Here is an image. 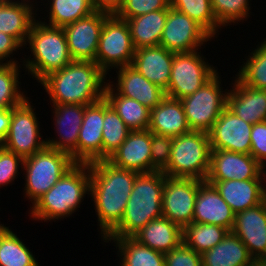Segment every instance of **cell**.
Returning <instances> with one entry per match:
<instances>
[{"label": "cell", "instance_id": "obj_39", "mask_svg": "<svg viewBox=\"0 0 266 266\" xmlns=\"http://www.w3.org/2000/svg\"><path fill=\"white\" fill-rule=\"evenodd\" d=\"M131 130L104 98L102 160H107L125 141Z\"/></svg>", "mask_w": 266, "mask_h": 266}, {"label": "cell", "instance_id": "obj_21", "mask_svg": "<svg viewBox=\"0 0 266 266\" xmlns=\"http://www.w3.org/2000/svg\"><path fill=\"white\" fill-rule=\"evenodd\" d=\"M227 94V108L237 117L250 123L266 121V90L243 84L235 75Z\"/></svg>", "mask_w": 266, "mask_h": 266}, {"label": "cell", "instance_id": "obj_17", "mask_svg": "<svg viewBox=\"0 0 266 266\" xmlns=\"http://www.w3.org/2000/svg\"><path fill=\"white\" fill-rule=\"evenodd\" d=\"M252 127L226 107L208 132L211 149L250 154Z\"/></svg>", "mask_w": 266, "mask_h": 266}, {"label": "cell", "instance_id": "obj_47", "mask_svg": "<svg viewBox=\"0 0 266 266\" xmlns=\"http://www.w3.org/2000/svg\"><path fill=\"white\" fill-rule=\"evenodd\" d=\"M123 2L124 0H92V5L95 11L114 15L122 7Z\"/></svg>", "mask_w": 266, "mask_h": 266}, {"label": "cell", "instance_id": "obj_44", "mask_svg": "<svg viewBox=\"0 0 266 266\" xmlns=\"http://www.w3.org/2000/svg\"><path fill=\"white\" fill-rule=\"evenodd\" d=\"M165 255V266H202L201 254L183 241Z\"/></svg>", "mask_w": 266, "mask_h": 266}, {"label": "cell", "instance_id": "obj_40", "mask_svg": "<svg viewBox=\"0 0 266 266\" xmlns=\"http://www.w3.org/2000/svg\"><path fill=\"white\" fill-rule=\"evenodd\" d=\"M252 0H211L213 13L218 23L226 29L230 25H239L248 21L252 12ZM250 4V5H249ZM250 14V15H249Z\"/></svg>", "mask_w": 266, "mask_h": 266}, {"label": "cell", "instance_id": "obj_13", "mask_svg": "<svg viewBox=\"0 0 266 266\" xmlns=\"http://www.w3.org/2000/svg\"><path fill=\"white\" fill-rule=\"evenodd\" d=\"M203 181L165 176L162 216L182 229L193 222L198 186Z\"/></svg>", "mask_w": 266, "mask_h": 266}, {"label": "cell", "instance_id": "obj_9", "mask_svg": "<svg viewBox=\"0 0 266 266\" xmlns=\"http://www.w3.org/2000/svg\"><path fill=\"white\" fill-rule=\"evenodd\" d=\"M31 100V101H30ZM32 98L27 97L20 105L11 108L9 131L1 145L26 159L46 146L40 132V119Z\"/></svg>", "mask_w": 266, "mask_h": 266}, {"label": "cell", "instance_id": "obj_23", "mask_svg": "<svg viewBox=\"0 0 266 266\" xmlns=\"http://www.w3.org/2000/svg\"><path fill=\"white\" fill-rule=\"evenodd\" d=\"M38 6L34 0L0 1V32L12 36L24 47L32 23L39 12L43 14L44 8Z\"/></svg>", "mask_w": 266, "mask_h": 266}, {"label": "cell", "instance_id": "obj_37", "mask_svg": "<svg viewBox=\"0 0 266 266\" xmlns=\"http://www.w3.org/2000/svg\"><path fill=\"white\" fill-rule=\"evenodd\" d=\"M20 68L22 64L0 63V109L16 107L28 97L24 86L22 90Z\"/></svg>", "mask_w": 266, "mask_h": 266}, {"label": "cell", "instance_id": "obj_26", "mask_svg": "<svg viewBox=\"0 0 266 266\" xmlns=\"http://www.w3.org/2000/svg\"><path fill=\"white\" fill-rule=\"evenodd\" d=\"M174 53L161 45L138 48L135 50L131 66L149 82L166 91L169 85Z\"/></svg>", "mask_w": 266, "mask_h": 266}, {"label": "cell", "instance_id": "obj_22", "mask_svg": "<svg viewBox=\"0 0 266 266\" xmlns=\"http://www.w3.org/2000/svg\"><path fill=\"white\" fill-rule=\"evenodd\" d=\"M107 160L122 169L137 173L151 172V131H130L125 141Z\"/></svg>", "mask_w": 266, "mask_h": 266}, {"label": "cell", "instance_id": "obj_42", "mask_svg": "<svg viewBox=\"0 0 266 266\" xmlns=\"http://www.w3.org/2000/svg\"><path fill=\"white\" fill-rule=\"evenodd\" d=\"M24 159L0 144V189L14 185V180L22 173ZM21 172H20V171Z\"/></svg>", "mask_w": 266, "mask_h": 266}, {"label": "cell", "instance_id": "obj_33", "mask_svg": "<svg viewBox=\"0 0 266 266\" xmlns=\"http://www.w3.org/2000/svg\"><path fill=\"white\" fill-rule=\"evenodd\" d=\"M104 98L131 131L149 128L151 110L148 107L134 99L119 95L108 83Z\"/></svg>", "mask_w": 266, "mask_h": 266}, {"label": "cell", "instance_id": "obj_48", "mask_svg": "<svg viewBox=\"0 0 266 266\" xmlns=\"http://www.w3.org/2000/svg\"><path fill=\"white\" fill-rule=\"evenodd\" d=\"M11 119V108L0 109V144L6 138Z\"/></svg>", "mask_w": 266, "mask_h": 266}, {"label": "cell", "instance_id": "obj_2", "mask_svg": "<svg viewBox=\"0 0 266 266\" xmlns=\"http://www.w3.org/2000/svg\"><path fill=\"white\" fill-rule=\"evenodd\" d=\"M108 75L92 61H72L50 73L38 84L50 105H92L104 98Z\"/></svg>", "mask_w": 266, "mask_h": 266}, {"label": "cell", "instance_id": "obj_20", "mask_svg": "<svg viewBox=\"0 0 266 266\" xmlns=\"http://www.w3.org/2000/svg\"><path fill=\"white\" fill-rule=\"evenodd\" d=\"M103 120L104 98L92 105L85 106L77 143V163L102 160Z\"/></svg>", "mask_w": 266, "mask_h": 266}, {"label": "cell", "instance_id": "obj_28", "mask_svg": "<svg viewBox=\"0 0 266 266\" xmlns=\"http://www.w3.org/2000/svg\"><path fill=\"white\" fill-rule=\"evenodd\" d=\"M133 237L141 244L163 254L183 241L182 228L163 216L150 221Z\"/></svg>", "mask_w": 266, "mask_h": 266}, {"label": "cell", "instance_id": "obj_30", "mask_svg": "<svg viewBox=\"0 0 266 266\" xmlns=\"http://www.w3.org/2000/svg\"><path fill=\"white\" fill-rule=\"evenodd\" d=\"M201 258L202 266H247L254 260L244 243L231 231L215 247L203 252Z\"/></svg>", "mask_w": 266, "mask_h": 266}, {"label": "cell", "instance_id": "obj_4", "mask_svg": "<svg viewBox=\"0 0 266 266\" xmlns=\"http://www.w3.org/2000/svg\"><path fill=\"white\" fill-rule=\"evenodd\" d=\"M24 48L31 53L22 58V75L27 74L37 83L73 61L63 28L46 25L38 18L31 25Z\"/></svg>", "mask_w": 266, "mask_h": 266}, {"label": "cell", "instance_id": "obj_29", "mask_svg": "<svg viewBox=\"0 0 266 266\" xmlns=\"http://www.w3.org/2000/svg\"><path fill=\"white\" fill-rule=\"evenodd\" d=\"M102 241L103 245L111 243L118 250L117 266H165L163 253L141 244L134 237H105Z\"/></svg>", "mask_w": 266, "mask_h": 266}, {"label": "cell", "instance_id": "obj_31", "mask_svg": "<svg viewBox=\"0 0 266 266\" xmlns=\"http://www.w3.org/2000/svg\"><path fill=\"white\" fill-rule=\"evenodd\" d=\"M41 1H37V3H41L40 6L44 5L43 6L45 8L44 11L47 12V16L45 17L42 16L41 18L40 15L37 16V18L42 23L53 27L63 28L95 12L92 5V0H47V1L41 0ZM45 18H47L48 20Z\"/></svg>", "mask_w": 266, "mask_h": 266}, {"label": "cell", "instance_id": "obj_35", "mask_svg": "<svg viewBox=\"0 0 266 266\" xmlns=\"http://www.w3.org/2000/svg\"><path fill=\"white\" fill-rule=\"evenodd\" d=\"M250 49L235 76L245 85L266 90V38Z\"/></svg>", "mask_w": 266, "mask_h": 266}, {"label": "cell", "instance_id": "obj_1", "mask_svg": "<svg viewBox=\"0 0 266 266\" xmlns=\"http://www.w3.org/2000/svg\"><path fill=\"white\" fill-rule=\"evenodd\" d=\"M89 164L90 198L93 203L101 241L123 218L137 172L114 166L108 160Z\"/></svg>", "mask_w": 266, "mask_h": 266}, {"label": "cell", "instance_id": "obj_24", "mask_svg": "<svg viewBox=\"0 0 266 266\" xmlns=\"http://www.w3.org/2000/svg\"><path fill=\"white\" fill-rule=\"evenodd\" d=\"M205 181L215 186L235 214L266 199V179Z\"/></svg>", "mask_w": 266, "mask_h": 266}, {"label": "cell", "instance_id": "obj_43", "mask_svg": "<svg viewBox=\"0 0 266 266\" xmlns=\"http://www.w3.org/2000/svg\"><path fill=\"white\" fill-rule=\"evenodd\" d=\"M173 137L151 132V172L163 171L169 164Z\"/></svg>", "mask_w": 266, "mask_h": 266}, {"label": "cell", "instance_id": "obj_27", "mask_svg": "<svg viewBox=\"0 0 266 266\" xmlns=\"http://www.w3.org/2000/svg\"><path fill=\"white\" fill-rule=\"evenodd\" d=\"M152 133L177 137L191 131L181 100L165 96L159 105L151 109L150 126Z\"/></svg>", "mask_w": 266, "mask_h": 266}, {"label": "cell", "instance_id": "obj_32", "mask_svg": "<svg viewBox=\"0 0 266 266\" xmlns=\"http://www.w3.org/2000/svg\"><path fill=\"white\" fill-rule=\"evenodd\" d=\"M167 13L162 9L126 20L135 49L160 45Z\"/></svg>", "mask_w": 266, "mask_h": 266}, {"label": "cell", "instance_id": "obj_5", "mask_svg": "<svg viewBox=\"0 0 266 266\" xmlns=\"http://www.w3.org/2000/svg\"><path fill=\"white\" fill-rule=\"evenodd\" d=\"M163 171L139 173L120 223L106 237H133L153 219L162 216Z\"/></svg>", "mask_w": 266, "mask_h": 266}, {"label": "cell", "instance_id": "obj_10", "mask_svg": "<svg viewBox=\"0 0 266 266\" xmlns=\"http://www.w3.org/2000/svg\"><path fill=\"white\" fill-rule=\"evenodd\" d=\"M135 48L126 20L109 15L100 34L95 63L110 77V71L130 66Z\"/></svg>", "mask_w": 266, "mask_h": 266}, {"label": "cell", "instance_id": "obj_25", "mask_svg": "<svg viewBox=\"0 0 266 266\" xmlns=\"http://www.w3.org/2000/svg\"><path fill=\"white\" fill-rule=\"evenodd\" d=\"M235 213L213 184L203 181L198 186L193 222L222 226L231 231Z\"/></svg>", "mask_w": 266, "mask_h": 266}, {"label": "cell", "instance_id": "obj_36", "mask_svg": "<svg viewBox=\"0 0 266 266\" xmlns=\"http://www.w3.org/2000/svg\"><path fill=\"white\" fill-rule=\"evenodd\" d=\"M228 232L219 225L192 222L182 229V239L187 246L202 254L221 242Z\"/></svg>", "mask_w": 266, "mask_h": 266}, {"label": "cell", "instance_id": "obj_49", "mask_svg": "<svg viewBox=\"0 0 266 266\" xmlns=\"http://www.w3.org/2000/svg\"><path fill=\"white\" fill-rule=\"evenodd\" d=\"M247 266H266V259H254Z\"/></svg>", "mask_w": 266, "mask_h": 266}, {"label": "cell", "instance_id": "obj_8", "mask_svg": "<svg viewBox=\"0 0 266 266\" xmlns=\"http://www.w3.org/2000/svg\"><path fill=\"white\" fill-rule=\"evenodd\" d=\"M220 74L217 72L197 91L181 99L191 131L208 133L227 107L229 88L223 90Z\"/></svg>", "mask_w": 266, "mask_h": 266}, {"label": "cell", "instance_id": "obj_7", "mask_svg": "<svg viewBox=\"0 0 266 266\" xmlns=\"http://www.w3.org/2000/svg\"><path fill=\"white\" fill-rule=\"evenodd\" d=\"M210 157L211 144L208 133L190 131L173 138L170 161L163 172L169 177L205 181Z\"/></svg>", "mask_w": 266, "mask_h": 266}, {"label": "cell", "instance_id": "obj_12", "mask_svg": "<svg viewBox=\"0 0 266 266\" xmlns=\"http://www.w3.org/2000/svg\"><path fill=\"white\" fill-rule=\"evenodd\" d=\"M214 40L186 14L169 7L160 45L175 53L193 52L205 48Z\"/></svg>", "mask_w": 266, "mask_h": 266}, {"label": "cell", "instance_id": "obj_41", "mask_svg": "<svg viewBox=\"0 0 266 266\" xmlns=\"http://www.w3.org/2000/svg\"><path fill=\"white\" fill-rule=\"evenodd\" d=\"M169 7L170 0H124L122 7L115 15L120 19L127 20Z\"/></svg>", "mask_w": 266, "mask_h": 266}, {"label": "cell", "instance_id": "obj_38", "mask_svg": "<svg viewBox=\"0 0 266 266\" xmlns=\"http://www.w3.org/2000/svg\"><path fill=\"white\" fill-rule=\"evenodd\" d=\"M170 7L186 14L199 24L213 39L223 28L213 13L211 0H170Z\"/></svg>", "mask_w": 266, "mask_h": 266}, {"label": "cell", "instance_id": "obj_34", "mask_svg": "<svg viewBox=\"0 0 266 266\" xmlns=\"http://www.w3.org/2000/svg\"><path fill=\"white\" fill-rule=\"evenodd\" d=\"M0 222V266H41L17 233Z\"/></svg>", "mask_w": 266, "mask_h": 266}, {"label": "cell", "instance_id": "obj_11", "mask_svg": "<svg viewBox=\"0 0 266 266\" xmlns=\"http://www.w3.org/2000/svg\"><path fill=\"white\" fill-rule=\"evenodd\" d=\"M217 72V66L209 63L200 49L193 52L174 53L165 96L181 100L201 88Z\"/></svg>", "mask_w": 266, "mask_h": 266}, {"label": "cell", "instance_id": "obj_45", "mask_svg": "<svg viewBox=\"0 0 266 266\" xmlns=\"http://www.w3.org/2000/svg\"><path fill=\"white\" fill-rule=\"evenodd\" d=\"M250 154L266 169V121L253 124Z\"/></svg>", "mask_w": 266, "mask_h": 266}, {"label": "cell", "instance_id": "obj_6", "mask_svg": "<svg viewBox=\"0 0 266 266\" xmlns=\"http://www.w3.org/2000/svg\"><path fill=\"white\" fill-rule=\"evenodd\" d=\"M75 164L70 154L48 146L24 159L22 177L25 186L22 189L23 197L31 203L29 206L31 207Z\"/></svg>", "mask_w": 266, "mask_h": 266}, {"label": "cell", "instance_id": "obj_15", "mask_svg": "<svg viewBox=\"0 0 266 266\" xmlns=\"http://www.w3.org/2000/svg\"><path fill=\"white\" fill-rule=\"evenodd\" d=\"M109 15L105 12L95 11L89 16L63 27L73 61L95 62L103 23Z\"/></svg>", "mask_w": 266, "mask_h": 266}, {"label": "cell", "instance_id": "obj_46", "mask_svg": "<svg viewBox=\"0 0 266 266\" xmlns=\"http://www.w3.org/2000/svg\"><path fill=\"white\" fill-rule=\"evenodd\" d=\"M19 50L24 51L23 47L12 36L5 34L3 32H0V63L2 64H20L21 63L22 64V61L20 60H23V59H19L15 57L16 53L19 54Z\"/></svg>", "mask_w": 266, "mask_h": 266}, {"label": "cell", "instance_id": "obj_3", "mask_svg": "<svg viewBox=\"0 0 266 266\" xmlns=\"http://www.w3.org/2000/svg\"><path fill=\"white\" fill-rule=\"evenodd\" d=\"M90 195L88 163H76L43 196L28 208L29 218L48 223L72 217L84 198Z\"/></svg>", "mask_w": 266, "mask_h": 266}, {"label": "cell", "instance_id": "obj_18", "mask_svg": "<svg viewBox=\"0 0 266 266\" xmlns=\"http://www.w3.org/2000/svg\"><path fill=\"white\" fill-rule=\"evenodd\" d=\"M231 232L244 243L254 259H266V199L235 214Z\"/></svg>", "mask_w": 266, "mask_h": 266}, {"label": "cell", "instance_id": "obj_19", "mask_svg": "<svg viewBox=\"0 0 266 266\" xmlns=\"http://www.w3.org/2000/svg\"><path fill=\"white\" fill-rule=\"evenodd\" d=\"M117 75L108 84L119 94L134 99L150 110L160 104L165 97V91L159 86L149 82L141 73L130 66L120 67L116 70ZM116 79V80H115Z\"/></svg>", "mask_w": 266, "mask_h": 266}, {"label": "cell", "instance_id": "obj_14", "mask_svg": "<svg viewBox=\"0 0 266 266\" xmlns=\"http://www.w3.org/2000/svg\"><path fill=\"white\" fill-rule=\"evenodd\" d=\"M266 179V169L251 154L211 149L205 180Z\"/></svg>", "mask_w": 266, "mask_h": 266}, {"label": "cell", "instance_id": "obj_16", "mask_svg": "<svg viewBox=\"0 0 266 266\" xmlns=\"http://www.w3.org/2000/svg\"><path fill=\"white\" fill-rule=\"evenodd\" d=\"M86 105H52L51 113L55 136L47 137L46 146L71 155L77 163V143ZM51 138V139H50Z\"/></svg>", "mask_w": 266, "mask_h": 266}]
</instances>
